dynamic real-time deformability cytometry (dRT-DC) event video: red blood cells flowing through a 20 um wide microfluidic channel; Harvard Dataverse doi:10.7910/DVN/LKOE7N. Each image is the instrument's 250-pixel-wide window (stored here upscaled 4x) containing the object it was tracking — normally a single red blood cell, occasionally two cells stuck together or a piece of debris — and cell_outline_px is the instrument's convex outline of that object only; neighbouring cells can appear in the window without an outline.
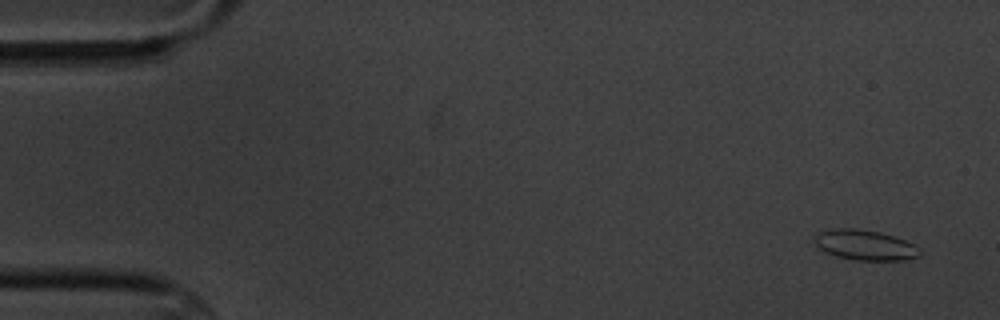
{"species": "common noctule bat (a hibernating species)", "species_latin": "Nyctalus noctula", "temperature_condition": "cold", "stored_images_in_passage": 5, "camera_frame_rate_fps": 3000, "um_per_image_px": 0.085, "animal": {"sex": "male", "body_mass_g": 20.1, "forearm_length_mm": 53.5}, "frame": {"image": 1, "passage_image": 1, "time_ms": 0.0, "image_size_px": [1000, 320], "cell_outline_px": [[920, 256], [904, 260], [856, 260], [836, 256], [824, 252], [812, 240], [812, 236], [820, 232], [836, 228], [856, 228], [880, 232], [904, 240], [920, 248]], "centroid_in_image_um": [73.49, 20.83], "position_along_channel_um": 11.5, "area_um2": 18.55}}